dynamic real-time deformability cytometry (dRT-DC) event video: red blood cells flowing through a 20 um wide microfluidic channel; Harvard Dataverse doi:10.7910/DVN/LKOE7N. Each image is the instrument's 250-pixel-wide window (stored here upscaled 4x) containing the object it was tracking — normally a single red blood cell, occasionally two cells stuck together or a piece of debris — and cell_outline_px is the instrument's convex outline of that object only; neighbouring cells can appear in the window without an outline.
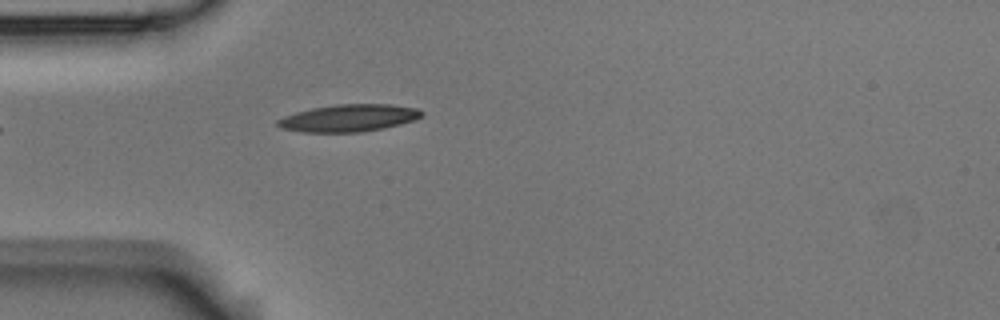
{"species": "Egyptian fruit bat (a non-hibernating species)", "species_latin": "Rousettus aegyptiacus", "temperature_condition": "room temperature", "stored_images_in_passage": 2, "camera_frame_rate_fps": 3000, "um_per_image_px": 0.085, "animal": {"sex": "male"}, "frame": {"image": 1, "passage_image": 2, "time_ms": 0.333, "image_size_px": [1000, 320], "cell_outline_px": [[424, 116], [416, 120], [384, 128], [364, 132], [304, 132], [280, 128], [276, 124], [276, 120], [284, 116], [296, 112], [312, 108], [336, 104], [392, 104], [416, 108], [424, 112]], "centroid_in_image_um": [29.67, 10.03], "position_along_channel_um": 55.3, "area_um2": 23.06}}